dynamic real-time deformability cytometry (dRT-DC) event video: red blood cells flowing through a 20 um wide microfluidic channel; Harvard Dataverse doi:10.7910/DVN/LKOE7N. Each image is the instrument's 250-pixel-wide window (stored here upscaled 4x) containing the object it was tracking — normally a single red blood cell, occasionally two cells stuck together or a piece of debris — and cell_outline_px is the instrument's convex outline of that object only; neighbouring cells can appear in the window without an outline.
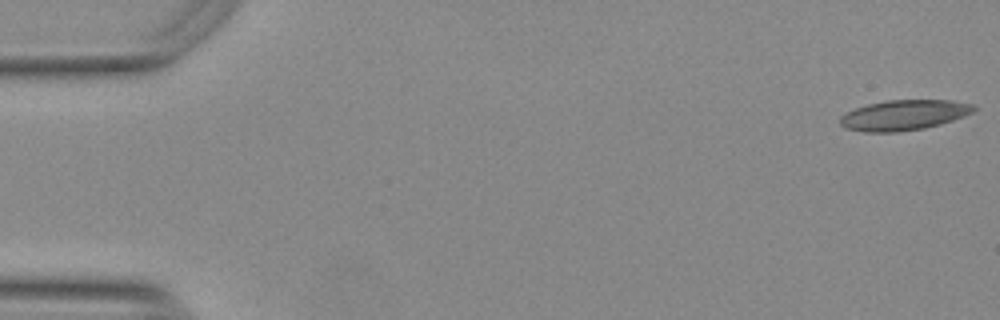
{"species": "Egyptian fruit bat (a non-hibernating species)", "species_latin": "Rousettus aegyptiacus", "temperature_condition": "warm", "stored_images_in_passage": 54, "camera_frame_rate_fps": 3000, "um_per_image_px": 0.085, "animal": {"sex": "female"}, "frame": {"image": 1, "passage_image": 1, "time_ms": 0.0, "image_size_px": [1000, 320], "cell_outline_px": [[976, 108], [972, 112], [964, 116], [940, 124], [924, 128], [900, 132], [864, 132], [848, 128], [840, 124], [840, 116], [856, 108], [868, 104], [888, 100], [952, 100], [972, 104]], "centroid_in_image_um": [76.84, 9.78], "position_along_channel_um": 8.2, "area_um2": 23.41}}
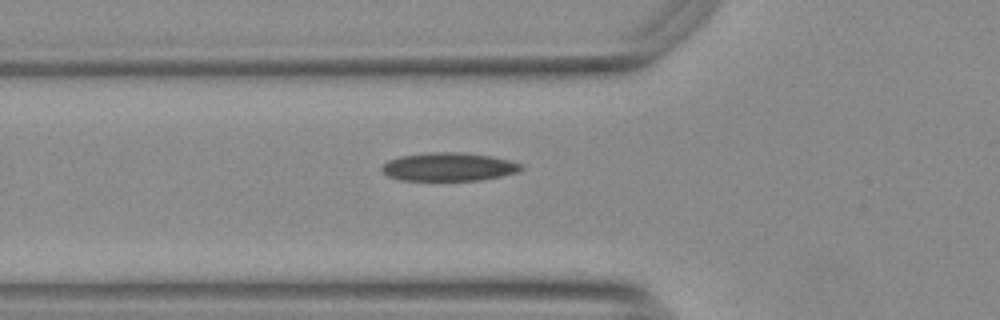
{"frame": {"image": 2, "passage_image": 19, "time_ms": 6.0, "image_size_px": [1000, 320], "cell_outline_px": [[524, 168], [520, 172], [480, 180], [400, 180], [388, 176], [380, 172], [380, 164], [388, 160], [400, 156], [428, 152], [460, 152], [492, 156], [524, 164]], "centroid_in_image_um": [38.11, 14.18], "position_along_channel_um": 87.7, "area_um2": 23.35}}
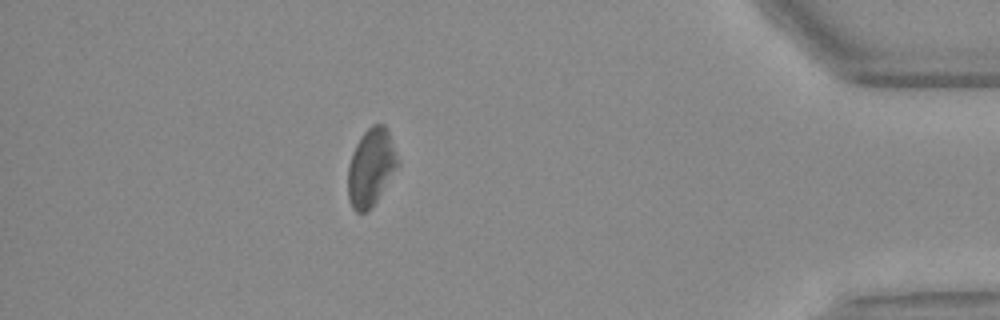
{"frame": {"image": 3, "passage_image": 48, "time_ms": 15.667, "image_size_px": [1000, 320], "cell_outline_px": [[400, 164], [376, 200], [364, 212], [356, 212], [352, 208], [348, 196], [348, 164], [352, 152], [360, 136], [372, 124], [384, 124], [388, 128]], "centroid_in_image_um": [31.53, 14.17], "position_along_channel_um": 403.7, "area_um2": 22.37}, "authors_computed_cell_mechanics": {"area_um2": 22.831, "velocity_mm_per_s": 3.7442, "shape_relaxation_time_tau1_ms": null, "shape_relaxation_time_tau2_ms": 7.4414, "deformation_change_tau1": null, "deformation_change_tau2": 0.1697}}